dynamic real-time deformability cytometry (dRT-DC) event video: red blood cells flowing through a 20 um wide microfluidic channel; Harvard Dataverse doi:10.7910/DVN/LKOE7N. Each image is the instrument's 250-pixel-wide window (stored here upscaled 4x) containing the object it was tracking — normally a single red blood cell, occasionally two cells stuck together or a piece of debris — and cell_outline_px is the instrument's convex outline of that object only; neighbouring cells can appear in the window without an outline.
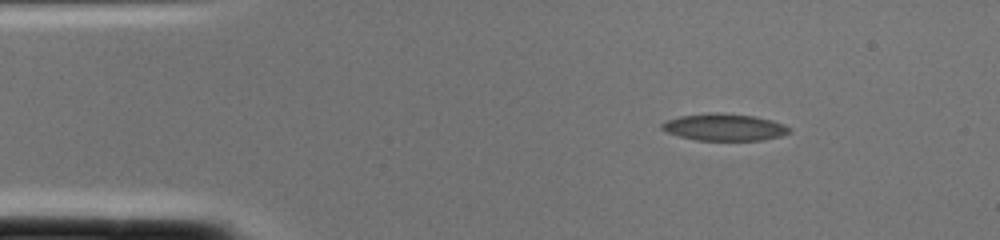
{"species": "common noctule bat (a hibernating species)", "species_latin": "Nyctalus noctula", "temperature_condition": "cold", "stored_images_in_passage": 1, "camera_frame_rate_fps": 3000, "um_per_image_px": 0.085, "animal": {"sex": "female", "body_mass_g": 22.0, "forearm_length_mm": 56.7}, "frame": {"image": 1, "passage_image": 1, "time_ms": 0.0, "image_size_px": [1000, 240], "cell_outline_px": [[792, 132], [780, 136], [764, 140], [696, 140], [680, 136], [668, 132], [660, 128], [660, 124], [664, 120], [680, 116], [708, 112], [720, 112], [756, 116], [772, 120], [784, 124], [792, 128]], "centroid_in_image_um": [61.58, 10.8], "position_along_channel_um": 23.4, "area_um2": 20.35}}